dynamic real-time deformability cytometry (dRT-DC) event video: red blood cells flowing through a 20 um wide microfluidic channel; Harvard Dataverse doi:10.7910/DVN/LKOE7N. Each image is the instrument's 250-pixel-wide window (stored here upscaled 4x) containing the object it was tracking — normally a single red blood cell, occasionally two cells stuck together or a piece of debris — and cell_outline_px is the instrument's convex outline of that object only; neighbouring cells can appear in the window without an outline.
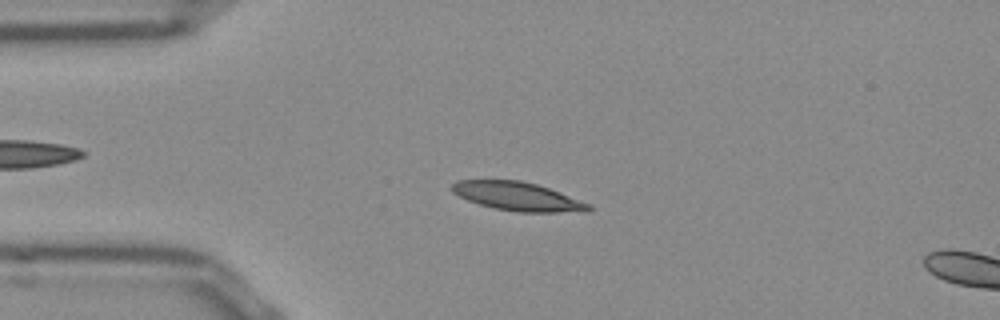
{"species": "Egyptian fruit bat (a non-hibernating species)", "species_latin": "Rousettus aegyptiacus", "temperature_condition": "room temperature", "stored_images_in_passage": 51, "camera_frame_rate_fps": 3000, "um_per_image_px": 0.085, "frame": {"image": 1, "passage_image": 11, "time_ms": 3.333, "image_size_px": [1000, 320], "cell_outline_px": [[592, 208], [588, 212], [516, 212], [492, 208], [468, 200], [452, 192], [452, 184], [456, 180], [520, 180], [536, 184], [548, 188], [592, 204]], "centroid_in_image_um": [44.03, 16.7], "position_along_channel_um": 41.0, "area_um2": 22.83}}
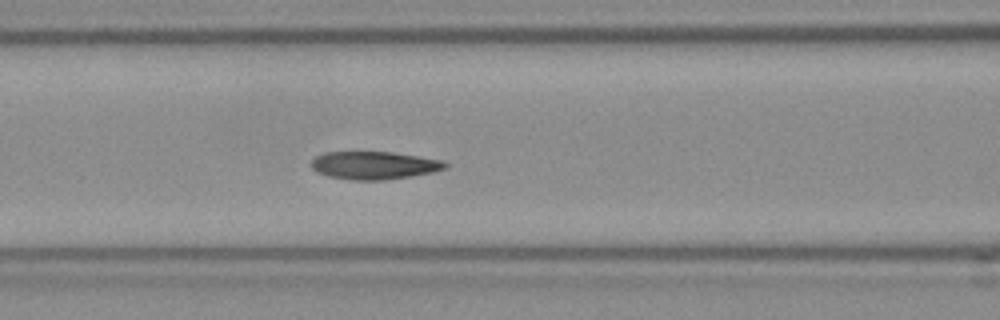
{"frame": {"image": 2, "passage_image": 20, "time_ms": 6.333, "image_size_px": [1000, 320], "cell_outline_px": [[448, 168], [432, 172], [412, 176], [384, 180], [352, 180], [328, 176], [316, 172], [312, 168], [312, 160], [316, 156], [324, 152], [392, 152], [444, 160], [448, 164]], "centroid_in_image_um": [31.82, 14.05], "position_along_channel_um": 134.8, "area_um2": 21.85}}
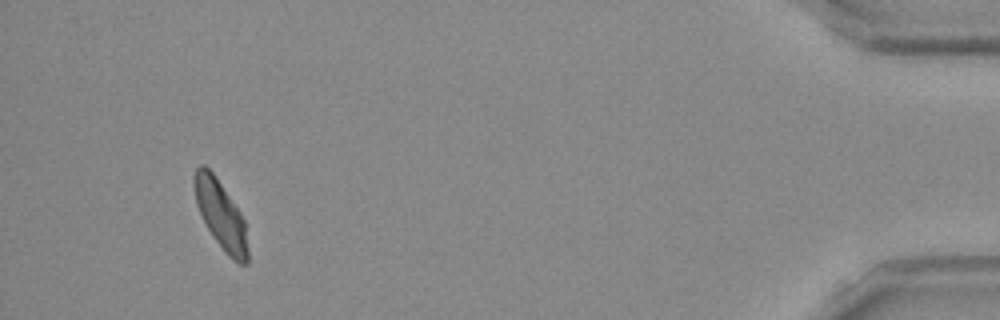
{"frame": {"image": 3, "passage_image": 48, "time_ms": 15.667, "image_size_px": [1000, 320], "cell_outline_px": [[248, 264], [240, 264], [232, 260], [228, 256], [216, 240], [208, 228], [196, 204], [192, 184], [192, 176], [196, 168], [200, 164], [204, 164], [212, 172], [240, 212], [244, 220], [248, 248]], "centroid_in_image_um": [18.74, 18.24], "position_along_channel_um": 416.5, "area_um2": 21.15}, "authors_computed_cell_mechanics": {"area_um2": 21.8484, "velocity_mm_per_s": 3.8265, "shape_relaxation_time_tau1_ms": 6.2452, "shape_relaxation_time_tau2_ms": 1.8456, "deformation_change_tau1": 0.1706, "deformation_change_tau2": 0.0598}}